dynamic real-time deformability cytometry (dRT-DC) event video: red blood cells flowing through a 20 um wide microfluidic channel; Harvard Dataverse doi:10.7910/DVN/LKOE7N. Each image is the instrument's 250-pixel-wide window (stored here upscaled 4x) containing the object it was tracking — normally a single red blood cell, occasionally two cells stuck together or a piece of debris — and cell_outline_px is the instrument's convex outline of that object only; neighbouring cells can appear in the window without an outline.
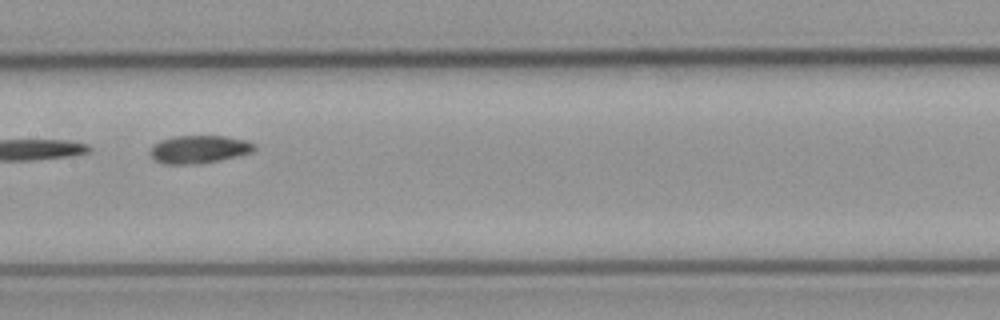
{"species": "common noctule bat (a hibernating species)", "species_latin": "Nyctalus noctula", "temperature_condition": "cold", "stored_images_in_passage": 9, "camera_frame_rate_fps": 3000, "um_per_image_px": 0.085, "animal": {"sex": "male", "body_mass_g": 23.1, "forearm_length_mm": 52.7}, "frame": {"image": 1, "passage_image": 8, "time_ms": 8.0, "image_size_px": [1000, 320], "cell_outline_px": [[256, 148], [252, 152], [220, 160], [184, 164], [164, 164], [156, 160], [148, 152], [152, 144], [160, 140], [172, 136], [224, 136], [244, 140], [256, 144]], "centroid_in_image_um": [16.88, 12.67], "position_along_channel_um": 190.5, "area_um2": 16.82}}
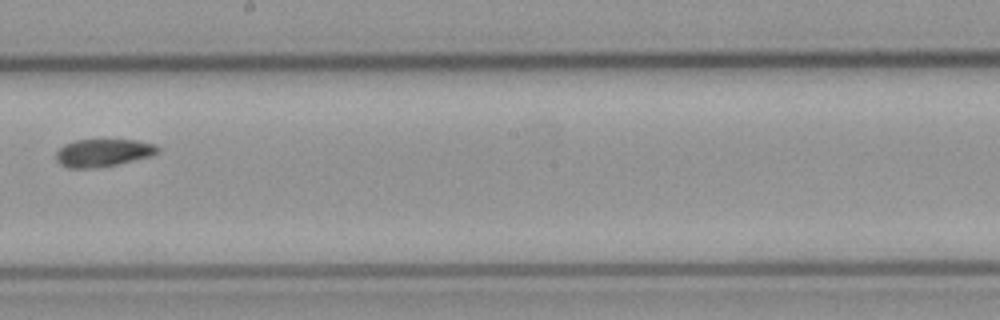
{"frame": {"image": 2, "passage_image": 9, "time_ms": 9.333, "image_size_px": [1000, 320], "cell_outline_px": [[160, 152], [152, 156], [116, 164], [96, 168], [68, 168], [60, 164], [56, 160], [56, 152], [64, 144], [76, 140], [136, 140], [156, 144], [160, 148]], "centroid_in_image_um": [8.78, 12.98], "position_along_channel_um": 239.4, "area_um2": 16.47}}